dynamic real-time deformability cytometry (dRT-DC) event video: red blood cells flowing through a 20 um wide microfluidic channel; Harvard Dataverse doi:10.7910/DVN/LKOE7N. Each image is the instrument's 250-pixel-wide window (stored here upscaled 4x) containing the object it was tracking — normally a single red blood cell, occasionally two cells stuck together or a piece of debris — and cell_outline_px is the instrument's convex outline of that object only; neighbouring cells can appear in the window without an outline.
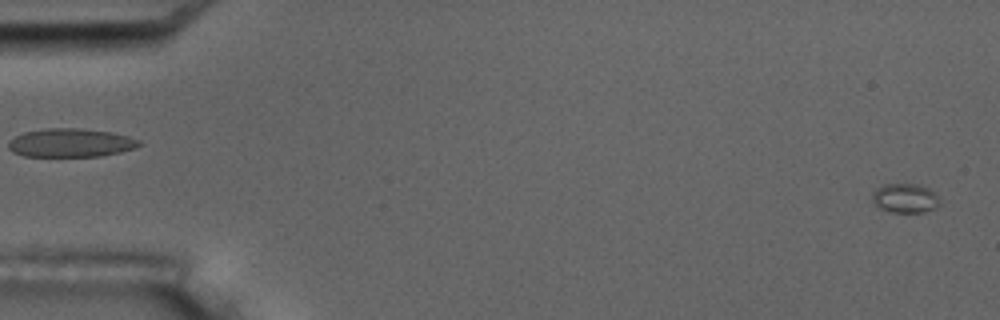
{"species": "common noctule bat (a hibernating species)", "species_latin": "Nyctalus noctula", "temperature_condition": "room temperature", "stored_images_in_passage": 5, "segment_of_instrument_passage": [2, 2], "camera_frame_rate_fps": 3000, "um_per_image_px": 0.085, "animal": {"sex": "male", "body_mass_g": 17.5, "forearm_length_mm": 52.3}, "frame": {"image": 1, "passage_image": 5, "time_ms": 5.667, "image_size_px": [1000, 320], "cell_outline_px": [[940, 204], [936, 208], [924, 212], [888, 212], [876, 208], [872, 204], [872, 192], [876, 188], [884, 184], [920, 184], [936, 192], [940, 200]], "centroid_in_image_um": [76.91, 16.85], "position_along_channel_um": 8.1, "area_um2": 11.96}}